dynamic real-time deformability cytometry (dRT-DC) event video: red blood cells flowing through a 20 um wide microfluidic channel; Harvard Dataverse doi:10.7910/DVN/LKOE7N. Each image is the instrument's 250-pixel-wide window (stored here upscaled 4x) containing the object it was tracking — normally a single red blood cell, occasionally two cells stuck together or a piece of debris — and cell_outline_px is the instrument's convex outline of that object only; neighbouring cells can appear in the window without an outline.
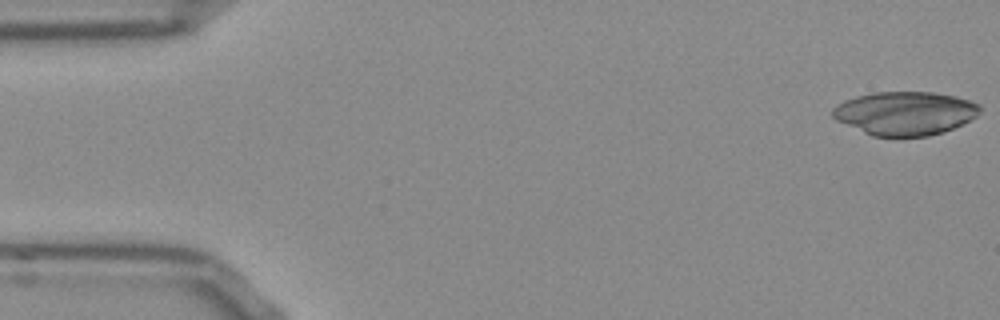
{"species": "Egyptian fruit bat (a non-hibernating species)", "species_latin": "Rousettus aegyptiacus", "temperature_condition": "room temperature", "stored_images_in_passage": 46, "camera_frame_rate_fps": 3000, "um_per_image_px": 0.085, "frame": {"image": 1, "passage_image": 1, "time_ms": 0.0, "image_size_px": [1000, 320], "cell_outline_px": [[980, 112], [976, 116], [944, 132], [928, 136], [872, 136], [836, 120], [832, 116], [832, 108], [836, 104], [844, 100], [856, 96], [872, 92], [932, 92], [956, 96], [980, 104]], "centroid_in_image_um": [76.89, 9.61], "position_along_channel_um": 8.1, "area_um2": 37.34}}